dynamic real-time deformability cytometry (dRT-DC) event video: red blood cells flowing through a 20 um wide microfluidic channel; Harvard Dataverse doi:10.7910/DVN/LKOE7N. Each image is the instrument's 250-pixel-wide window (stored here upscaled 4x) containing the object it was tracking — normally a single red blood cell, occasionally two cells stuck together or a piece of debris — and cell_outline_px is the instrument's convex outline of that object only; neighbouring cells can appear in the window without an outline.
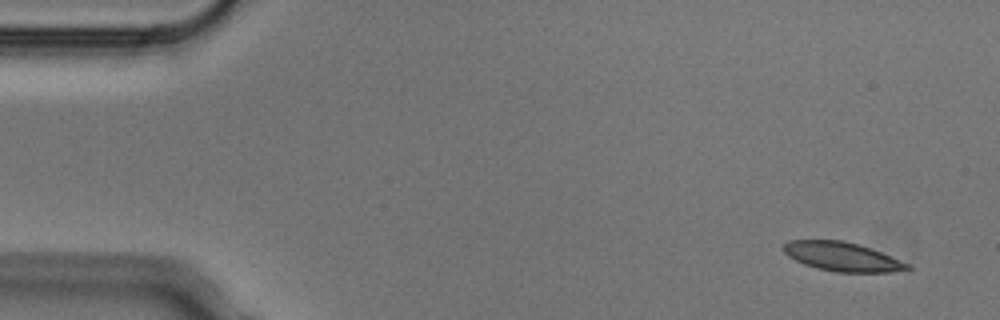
{"species": "Egyptian fruit bat (a non-hibernating species)", "species_latin": "Rousettus aegyptiacus", "temperature_condition": "cold", "stored_images_in_passage": 5, "camera_frame_rate_fps": 3000, "um_per_image_px": 0.085, "animal": {"sex": "male"}, "frame": {"image": 1, "passage_image": 1, "time_ms": 0.0, "image_size_px": [1000, 320], "cell_outline_px": [[912, 268], [888, 272], [836, 272], [816, 268], [804, 264], [788, 256], [784, 252], [784, 244], [788, 240], [844, 240], [860, 244], [912, 264]], "centroid_in_image_um": [71.61, 21.81], "position_along_channel_um": 13.4, "area_um2": 20.98}}
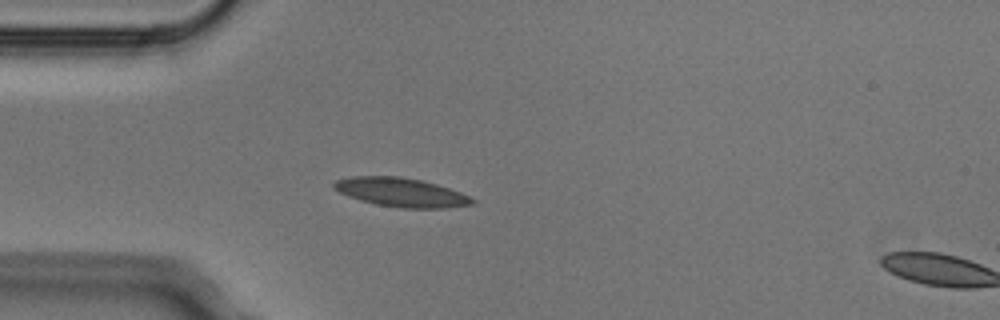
{"frame": {"image": 2, "passage_image": 4, "time_ms": 1.0, "image_size_px": [1000, 320], "cell_outline_px": [[476, 200], [472, 204], [448, 208], [400, 208], [376, 204], [360, 200], [348, 196], [332, 188], [332, 184], [336, 180], [352, 176], [400, 176], [420, 180], [436, 184], [460, 192]], "centroid_in_image_um": [34.07, 16.35], "position_along_channel_um": 50.9, "area_um2": 23.24}}